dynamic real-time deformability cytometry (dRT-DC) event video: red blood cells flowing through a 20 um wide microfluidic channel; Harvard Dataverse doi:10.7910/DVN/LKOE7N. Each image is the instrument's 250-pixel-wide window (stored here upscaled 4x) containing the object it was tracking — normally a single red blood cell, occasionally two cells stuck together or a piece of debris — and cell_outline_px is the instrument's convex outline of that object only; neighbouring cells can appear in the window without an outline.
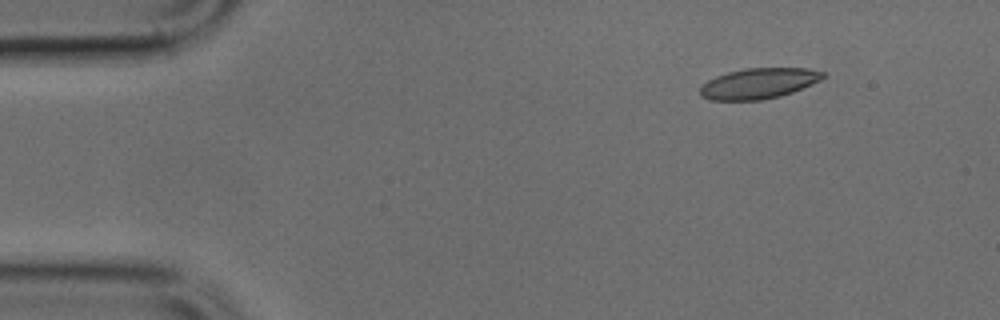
{"species": "common noctule bat (a hibernating species)", "species_latin": "Nyctalus noctula", "temperature_condition": "cold", "stored_images_in_passage": 4, "camera_frame_rate_fps": 3000, "um_per_image_px": 0.085, "animal": {"sex": "male", "body_mass_g": 17.9, "forearm_length_mm": 54.2}, "frame": {"image": 1, "passage_image": 2, "time_ms": 0.333, "image_size_px": [1000, 320], "cell_outline_px": [[824, 76], [820, 80], [812, 84], [792, 92], [780, 96], [760, 100], [712, 100], [700, 96], [700, 84], [716, 76], [728, 72], [744, 68], [808, 68], [824, 72]], "centroid_in_image_um": [64.46, 7.09], "position_along_channel_um": 20.5, "area_um2": 21.91}}
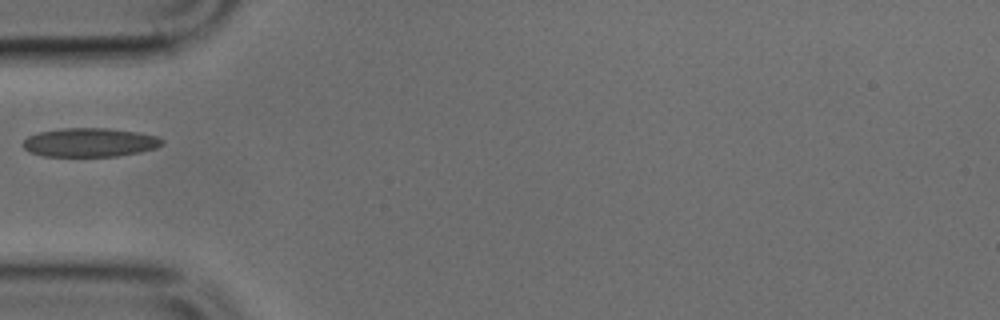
{"frame": {"image": 2, "passage_image": 4, "time_ms": 1.0, "image_size_px": [1000, 320], "cell_outline_px": [[164, 144], [156, 148], [140, 152], [116, 156], [44, 156], [28, 152], [20, 144], [28, 136], [40, 132], [64, 128], [108, 128], [136, 132], [156, 136], [164, 140]], "centroid_in_image_um": [7.62, 12.11], "position_along_channel_um": 77.4, "area_um2": 23.41}}